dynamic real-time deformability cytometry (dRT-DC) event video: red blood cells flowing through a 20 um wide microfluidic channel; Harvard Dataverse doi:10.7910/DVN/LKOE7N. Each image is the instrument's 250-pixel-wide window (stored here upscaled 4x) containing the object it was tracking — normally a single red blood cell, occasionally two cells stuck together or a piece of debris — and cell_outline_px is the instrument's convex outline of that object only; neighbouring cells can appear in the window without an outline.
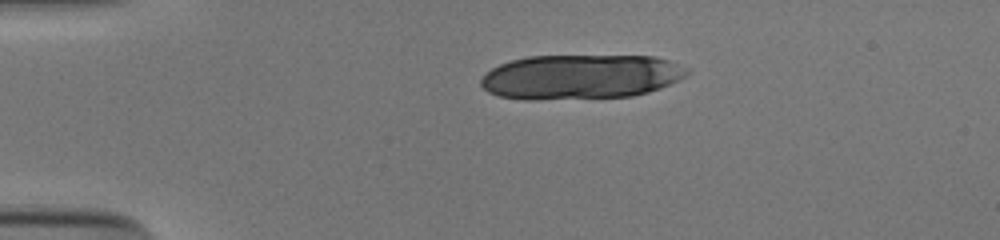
{"species": "human", "species_latin": "Homo sapiens", "temperature_condition": "cold", "stored_images_in_passage": 38, "segment_of_instrument_passage": [1, 2], "camera_frame_rate_fps": 3000, "um_per_image_px": 0.085, "donor": {"sex": "male"}, "frame": {"image": 1, "passage_image": 1, "time_ms": 0.0, "image_size_px": [1000, 240], "cell_outline_px": [[692, 72], [660, 88], [648, 92], [632, 96], [532, 100], [524, 100], [500, 96], [488, 92], [480, 84], [480, 80], [492, 68], [500, 64], [512, 60], [528, 56], [652, 56], [668, 60], [688, 68]], "centroid_in_image_um": [49.34, 6.53], "position_along_channel_um": 35.7, "area_um2": 53.52}}